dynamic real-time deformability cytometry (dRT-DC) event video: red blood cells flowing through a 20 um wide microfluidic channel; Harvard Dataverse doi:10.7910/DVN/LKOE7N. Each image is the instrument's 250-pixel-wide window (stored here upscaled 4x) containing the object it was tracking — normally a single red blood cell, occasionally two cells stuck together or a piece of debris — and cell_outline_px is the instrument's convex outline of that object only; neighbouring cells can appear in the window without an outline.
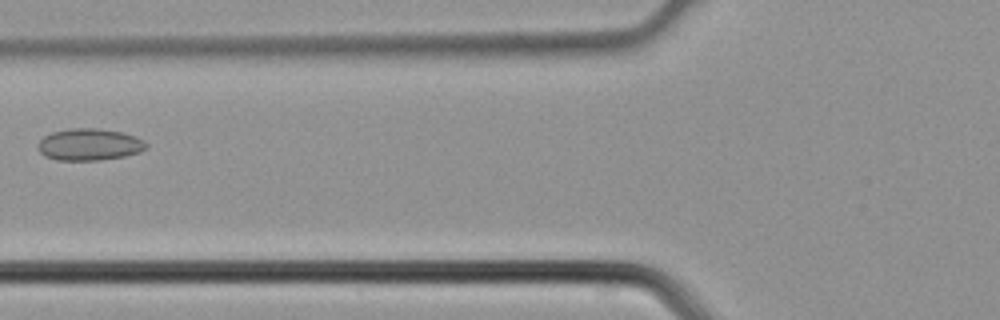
{"species": "common noctule bat (a hibernating species)", "species_latin": "Nyctalus noctula", "temperature_condition": "cold", "stored_images_in_passage": 4, "camera_frame_rate_fps": 3000, "um_per_image_px": 0.085, "animal": {"sex": "male", "body_mass_g": 21.5, "forearm_length_mm": 52.0}, "frame": {"image": 1, "passage_image": 4, "time_ms": 1.0, "image_size_px": [1000, 320], "cell_outline_px": [[148, 148], [140, 152], [124, 156], [100, 160], [56, 160], [44, 156], [36, 148], [40, 140], [44, 136], [52, 132], [72, 128], [96, 128], [124, 132], [136, 136], [144, 140], [148, 144]], "centroid_in_image_um": [7.61, 12.28], "position_along_channel_um": 118.2, "area_um2": 20.35}}